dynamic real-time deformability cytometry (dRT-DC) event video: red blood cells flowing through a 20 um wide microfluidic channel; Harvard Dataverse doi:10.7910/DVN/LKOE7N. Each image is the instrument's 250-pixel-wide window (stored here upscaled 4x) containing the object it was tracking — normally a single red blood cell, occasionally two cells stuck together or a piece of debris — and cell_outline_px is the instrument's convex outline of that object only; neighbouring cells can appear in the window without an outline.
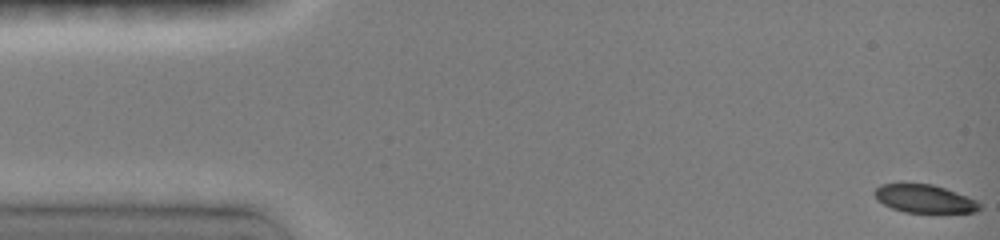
{"species": "common noctule bat (a hibernating species)", "species_latin": "Nyctalus noctula", "temperature_condition": "room temperature", "stored_images_in_passage": 13, "camera_frame_rate_fps": 3000, "um_per_image_px": 0.085, "animal": {"sex": "female", "body_mass_g": 19.0, "forearm_length_mm": 51.5}, "frame": {"image": 1, "passage_image": 1, "time_ms": 0.0, "image_size_px": [1000, 240], "cell_outline_px": [[980, 208], [976, 212], [904, 212], [892, 208], [876, 200], [872, 192], [880, 184], [932, 184], [968, 196], [976, 200], [980, 204]], "centroid_in_image_um": [78.55, 16.89], "position_along_channel_um": 6.5, "area_um2": 17.11}}
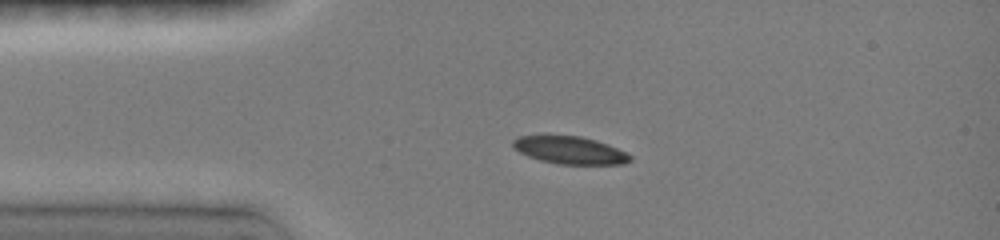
{"frame": {"image": 2, "passage_image": 10, "time_ms": 3.333, "image_size_px": [1000, 240], "cell_outline_px": [[632, 160], [624, 164], [560, 164], [540, 160], [528, 156], [512, 148], [512, 140], [520, 136], [580, 136], [596, 140], [608, 144], [632, 156]], "centroid_in_image_um": [48.44, 12.77], "position_along_channel_um": 36.6, "area_um2": 18.67}}